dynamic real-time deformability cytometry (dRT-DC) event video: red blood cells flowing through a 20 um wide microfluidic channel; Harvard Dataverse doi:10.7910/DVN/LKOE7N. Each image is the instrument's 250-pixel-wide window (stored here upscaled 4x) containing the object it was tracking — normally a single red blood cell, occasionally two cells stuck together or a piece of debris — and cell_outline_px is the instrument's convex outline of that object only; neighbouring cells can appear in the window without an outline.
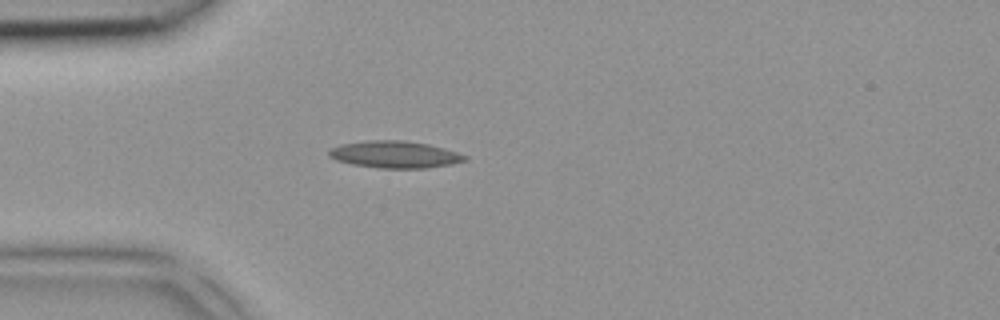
{"species": "common noctule bat (a hibernating species)", "species_latin": "Nyctalus noctula", "temperature_condition": "room temperature", "stored_images_in_passage": 1, "camera_frame_rate_fps": 3000, "um_per_image_px": 0.085, "animal": {"sex": "female", "body_mass_g": 18.4}, "frame": {"image": 1, "passage_image": 1, "time_ms": 0.0, "image_size_px": [1000, 320], "cell_outline_px": [[468, 160], [452, 164], [424, 168], [380, 168], [352, 164], [336, 160], [328, 156], [328, 152], [332, 148], [340, 144], [368, 140], [404, 140], [428, 144], [444, 148], [468, 156]], "centroid_in_image_um": [33.56, 13.13], "position_along_channel_um": 51.4, "area_um2": 21.39}}